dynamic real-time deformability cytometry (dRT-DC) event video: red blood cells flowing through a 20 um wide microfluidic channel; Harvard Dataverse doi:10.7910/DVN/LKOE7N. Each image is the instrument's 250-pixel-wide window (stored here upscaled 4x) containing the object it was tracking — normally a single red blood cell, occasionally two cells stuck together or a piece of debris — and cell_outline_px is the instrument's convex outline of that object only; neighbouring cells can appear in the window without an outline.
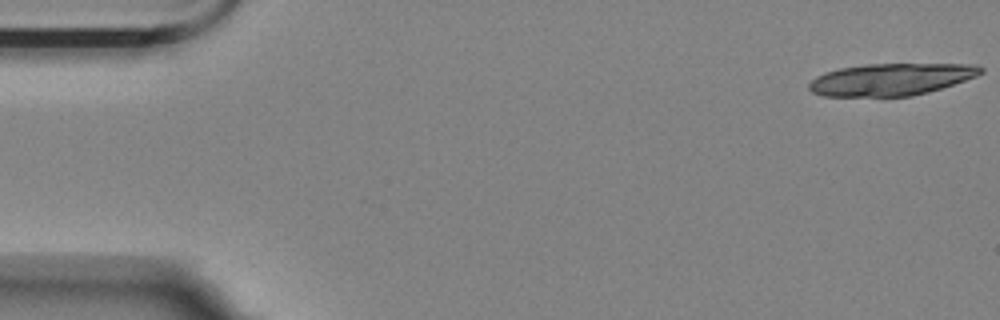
{"species": "Egyptian fruit bat (a non-hibernating species)", "species_latin": "Rousettus aegyptiacus", "temperature_condition": "room temperature", "stored_images_in_passage": 5, "camera_frame_rate_fps": 3000, "um_per_image_px": 0.085, "animal": {"sex": "female"}, "frame": {"image": 1, "passage_image": 1, "time_ms": 0.0, "image_size_px": [1000, 320], "cell_outline_px": [[984, 72], [976, 76], [928, 92], [912, 96], [824, 96], [812, 92], [808, 88], [808, 84], [816, 76], [824, 72], [840, 68], [868, 64], [976, 64], [984, 68]], "centroid_in_image_um": [75.73, 6.74], "position_along_channel_um": 9.3, "area_um2": 31.96}}